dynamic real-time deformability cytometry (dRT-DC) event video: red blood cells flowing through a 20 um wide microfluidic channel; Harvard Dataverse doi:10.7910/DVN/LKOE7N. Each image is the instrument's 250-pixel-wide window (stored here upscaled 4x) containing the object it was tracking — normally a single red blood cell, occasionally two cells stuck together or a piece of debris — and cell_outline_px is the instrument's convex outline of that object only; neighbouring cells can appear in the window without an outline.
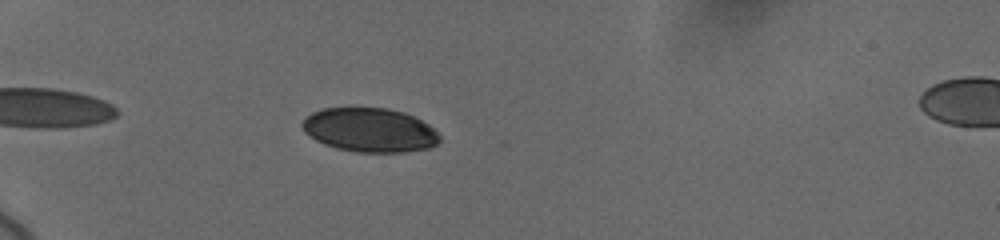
{"species": "human", "species_latin": "Homo sapiens", "temperature_condition": "cold", "stored_images_in_passage": 36, "camera_frame_rate_fps": 3000, "um_per_image_px": 0.085, "donor": {"sex": "female"}, "frame": {"image": 1, "passage_image": 6, "time_ms": 1.667, "image_size_px": [1000, 240], "cell_outline_px": [[440, 140], [436, 144], [428, 148], [404, 152], [356, 152], [336, 148], [324, 144], [316, 140], [304, 132], [300, 124], [304, 116], [312, 112], [324, 108], [388, 108], [404, 112], [428, 124], [440, 136]], "centroid_in_image_um": [31.38, 11.05], "position_along_channel_um": 53.6, "area_um2": 35.32}}
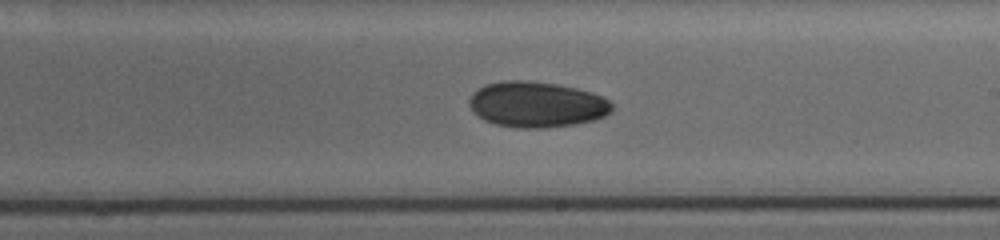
{"frame": {"image": 2, "passage_image": 21, "time_ms": 7.667, "image_size_px": [1000, 240], "cell_outline_px": [[612, 112], [596, 120], [576, 124], [544, 128], [516, 128], [496, 124], [484, 120], [468, 104], [468, 100], [480, 88], [488, 84], [504, 80], [528, 80], [556, 84], [576, 88], [592, 92], [608, 100], [612, 104]], "centroid_in_image_um": [45.66, 8.89], "position_along_channel_um": 243.3, "area_um2": 37.86}}
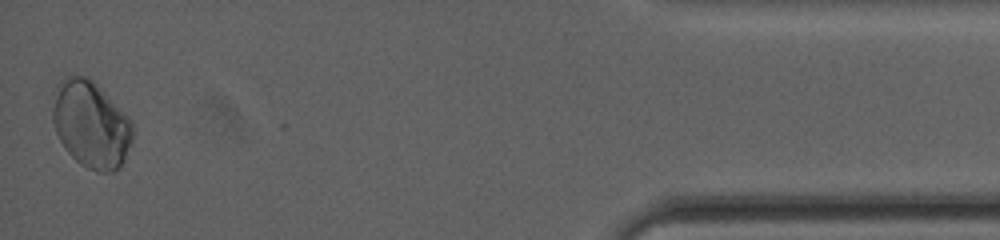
{"frame": {"image": 3, "passage_image": 36, "time_ms": 14.333, "image_size_px": [1000, 240], "cell_outline_px": [[132, 140], [124, 160], [112, 172], [96, 172], [80, 164], [64, 148], [56, 132], [52, 120], [52, 92], [56, 84], [60, 80], [72, 72], [84, 76], [128, 116], [132, 120]], "centroid_in_image_um": [7.67, 10.57], "position_along_channel_um": 427.5, "area_um2": 40.29}}